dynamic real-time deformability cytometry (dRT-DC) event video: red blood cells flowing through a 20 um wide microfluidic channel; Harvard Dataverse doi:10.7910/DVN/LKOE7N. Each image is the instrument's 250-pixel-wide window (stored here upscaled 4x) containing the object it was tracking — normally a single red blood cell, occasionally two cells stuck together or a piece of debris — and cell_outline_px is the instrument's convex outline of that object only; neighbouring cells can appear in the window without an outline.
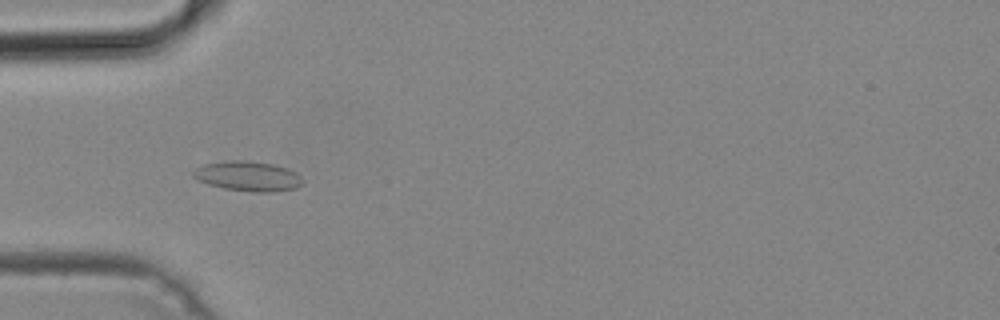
{"species": "common noctule bat (a hibernating species)", "species_latin": "Nyctalus noctula", "temperature_condition": "cold", "stored_images_in_passage": 9, "camera_frame_rate_fps": 3000, "um_per_image_px": 0.085, "animal": {"sex": "male", "body_mass_g": 19.2, "forearm_length_mm": 51.8}, "frame": {"image": 1, "passage_image": 4, "time_ms": 1.0, "image_size_px": [1000, 320], "cell_outline_px": [[304, 180], [296, 188], [272, 192], [256, 192], [224, 188], [208, 184], [192, 176], [192, 172], [196, 168], [204, 164], [228, 160], [248, 160], [272, 164], [288, 168], [296, 172]], "centroid_in_image_um": [21.09, 14.96], "position_along_channel_um": 63.9, "area_um2": 19.02}}
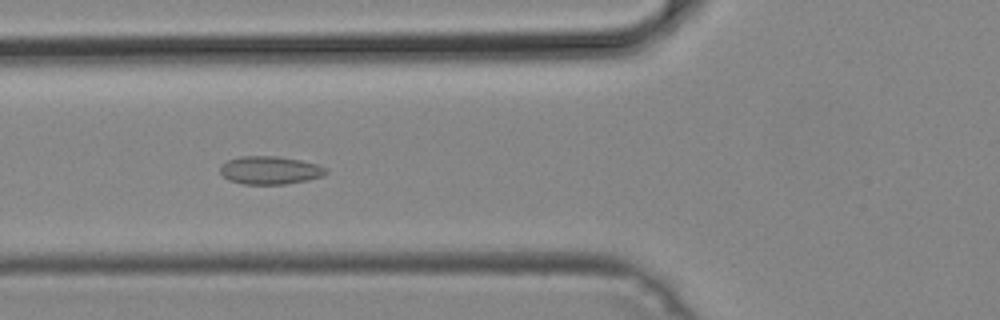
{"frame": {"image": 2, "passage_image": 7, "time_ms": 2.0, "image_size_px": [1000, 320], "cell_outline_px": [[328, 172], [324, 176], [308, 180], [284, 184], [244, 184], [228, 180], [220, 172], [220, 164], [228, 160], [240, 156], [280, 156], [320, 164], [328, 168]], "centroid_in_image_um": [22.99, 14.46], "position_along_channel_um": 102.8, "area_um2": 17.57}}